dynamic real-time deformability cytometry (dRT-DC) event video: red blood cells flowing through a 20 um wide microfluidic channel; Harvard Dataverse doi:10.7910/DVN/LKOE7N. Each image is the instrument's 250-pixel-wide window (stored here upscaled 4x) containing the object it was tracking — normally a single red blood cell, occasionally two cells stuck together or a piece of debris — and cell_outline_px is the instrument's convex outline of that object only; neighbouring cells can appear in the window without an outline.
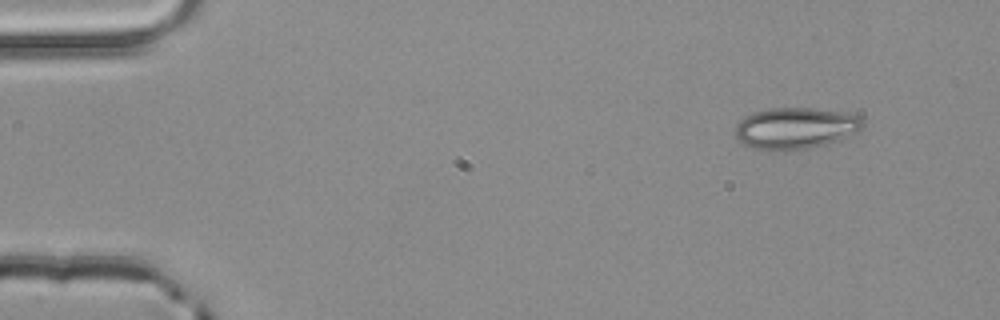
{"species": "common noctule bat (a hibernating species)", "species_latin": "Nyctalus noctula", "temperature_condition": "room temperature", "stored_images_in_passage": 3, "camera_frame_rate_fps": 3000, "um_per_image_px": 0.085, "animal": {"sex": "male", "body_mass_g": 20.4}, "frame": {"image": 1, "passage_image": 1, "time_ms": 0.0, "image_size_px": [1000, 320], "cell_outline_px": [[864, 128], [840, 140], [808, 148], [756, 148], [744, 144], [736, 136], [736, 124], [744, 116], [752, 112], [772, 108], [812, 108], [848, 112], [860, 116], [864, 120]], "centroid_in_image_um": [67.68, 10.84], "position_along_channel_um": 17.3, "area_um2": 30.35}}